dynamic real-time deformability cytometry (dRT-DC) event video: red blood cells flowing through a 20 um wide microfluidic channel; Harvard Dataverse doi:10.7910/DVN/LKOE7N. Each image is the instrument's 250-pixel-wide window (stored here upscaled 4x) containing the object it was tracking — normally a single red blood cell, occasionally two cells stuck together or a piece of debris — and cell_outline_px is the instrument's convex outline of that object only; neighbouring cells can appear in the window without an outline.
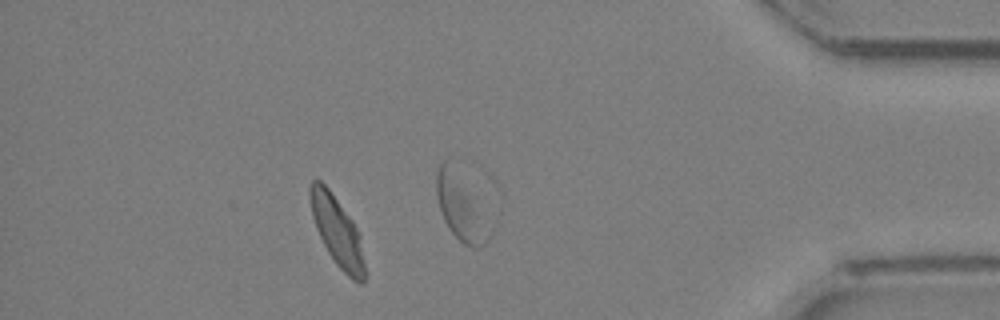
{"species": "Egyptian fruit bat (a non-hibernating species)", "species_latin": "Rousettus aegyptiacus", "temperature_condition": "room temperature", "stored_images_in_passage": 25, "camera_frame_rate_fps": 3000, "um_per_image_px": 0.085, "animal": {"sex": "female"}, "frame": {"image": 1, "passage_image": 24, "time_ms": 7.667, "image_size_px": [1000, 320], "cell_outline_px": [[364, 280], [360, 284], [352, 280], [336, 264], [328, 252], [316, 228], [312, 216], [308, 196], [308, 188], [312, 180], [320, 180], [328, 188], [352, 220], [360, 236], [364, 264]], "centroid_in_image_um": [28.63, 19.64], "position_along_channel_um": 406.6, "area_um2": 21.85}}